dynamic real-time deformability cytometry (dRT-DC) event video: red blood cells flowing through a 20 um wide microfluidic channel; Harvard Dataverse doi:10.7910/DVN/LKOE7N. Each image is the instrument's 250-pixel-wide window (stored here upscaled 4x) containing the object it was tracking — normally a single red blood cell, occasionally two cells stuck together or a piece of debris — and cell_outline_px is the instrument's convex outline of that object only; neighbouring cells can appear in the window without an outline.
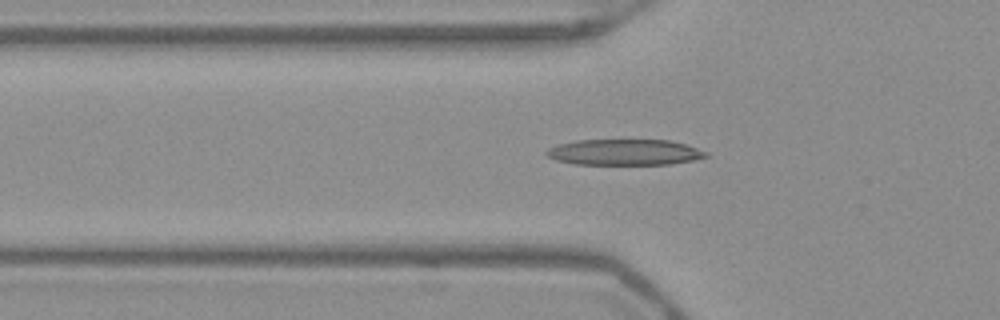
{"species": "Egyptian fruit bat (a non-hibernating species)", "species_latin": "Rousettus aegyptiacus", "temperature_condition": "warm", "stored_images_in_passage": 49, "camera_frame_rate_fps": 3000, "um_per_image_px": 0.085, "frame": {"image": 1, "passage_image": 18, "time_ms": 5.667, "image_size_px": [1000, 320], "cell_outline_px": [[708, 156], [692, 160], [668, 164], [572, 164], [556, 160], [548, 156], [544, 152], [548, 148], [556, 144], [576, 140], [668, 140], [688, 144], [708, 152]], "centroid_in_image_um": [53.06, 12.93], "position_along_channel_um": 72.7, "area_um2": 24.16}}
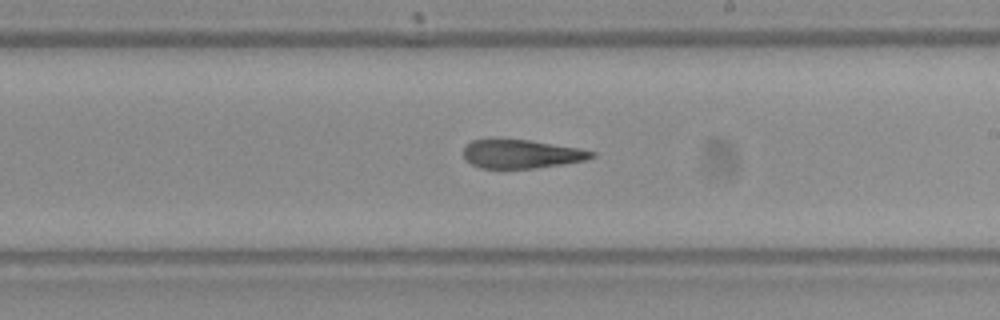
{"frame": {"image": 2, "passage_image": 31, "time_ms": 10.0, "image_size_px": [1000, 320], "cell_outline_px": [[596, 156], [584, 160], [564, 164], [536, 168], [480, 168], [464, 160], [464, 148], [472, 140], [488, 136], [496, 136], [528, 140], [580, 148], [596, 152]], "centroid_in_image_um": [44.26, 13.04], "position_along_channel_um": 244.7, "area_um2": 22.14}}
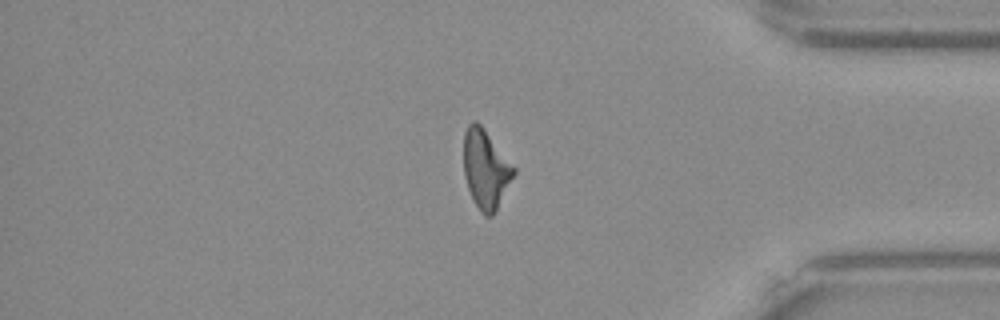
{"frame": {"image": 3, "passage_image": 44, "time_ms": 14.333, "image_size_px": [1000, 320], "cell_outline_px": [[516, 172], [496, 212], [492, 216], [484, 216], [480, 212], [468, 188], [464, 176], [464, 132], [468, 124], [472, 120], [476, 120], [484, 128], [516, 168]], "centroid_in_image_um": [41.29, 14.37], "position_along_channel_um": 393.9, "area_um2": 23.12}, "authors_computed_cell_mechanics": {"area_um2": 23.1778, "velocity_mm_per_s": 3.9495, "shape_relaxation_time_tau1_ms": null, "shape_relaxation_time_tau2_ms": 4.5787, "deformation_change_tau1": null, "deformation_change_tau2": 0.1802}}